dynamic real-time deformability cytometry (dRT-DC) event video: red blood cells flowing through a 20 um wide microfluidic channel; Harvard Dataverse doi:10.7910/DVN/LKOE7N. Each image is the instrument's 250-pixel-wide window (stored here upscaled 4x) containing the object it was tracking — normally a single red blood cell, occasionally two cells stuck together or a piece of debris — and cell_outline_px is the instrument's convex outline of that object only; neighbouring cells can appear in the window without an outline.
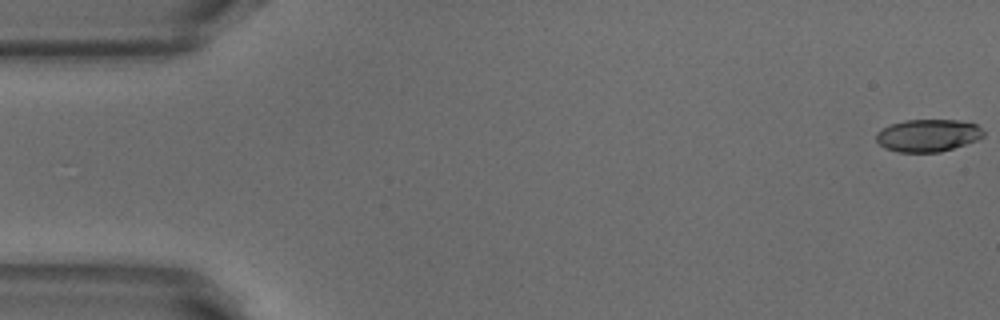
{"species": "common noctule bat (a hibernating species)", "species_latin": "Nyctalus noctula", "temperature_condition": "warm", "stored_images_in_passage": 52, "camera_frame_rate_fps": 3000, "um_per_image_px": 0.085, "animal": {"sex": "male", "body_mass_g": 18.8}, "frame": {"image": 1, "passage_image": 1, "time_ms": 0.0, "image_size_px": [1000, 320], "cell_outline_px": [[984, 136], [976, 140], [940, 152], [896, 152], [884, 148], [876, 140], [876, 132], [892, 124], [904, 120], [956, 120], [976, 124], [984, 132]], "centroid_in_image_um": [78.85, 11.51], "position_along_channel_um": 6.2, "area_um2": 20.11}}
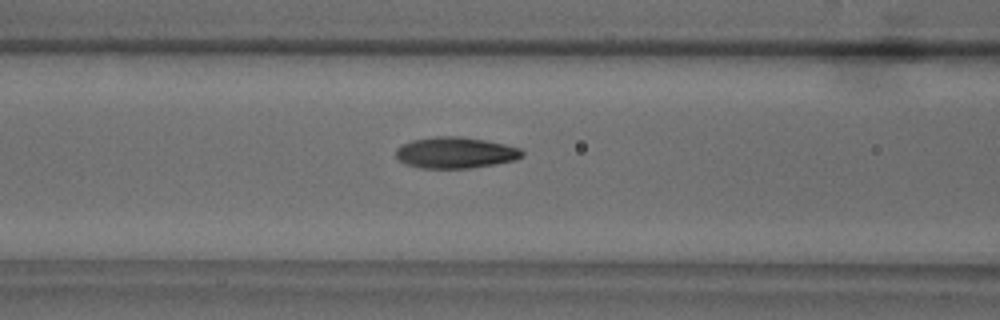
{"frame": {"image": 2, "passage_image": 21, "time_ms": 6.667, "image_size_px": [1000, 320], "cell_outline_px": [[524, 156], [516, 160], [496, 164], [472, 168], [420, 168], [404, 164], [396, 156], [396, 148], [412, 140], [436, 136], [460, 136], [484, 140], [504, 144], [520, 148], [524, 152]], "centroid_in_image_um": [38.73, 12.98], "position_along_channel_um": 127.9, "area_um2": 23.06}}
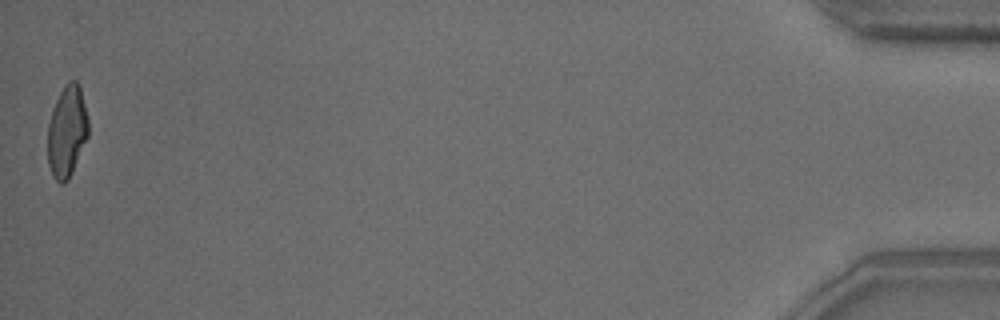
{"frame": {"image": 3, "passage_image": 52, "time_ms": 17.0, "image_size_px": [1000, 320], "cell_outline_px": [[88, 136], [72, 172], [68, 180], [60, 184], [52, 176], [48, 164], [48, 124], [52, 108], [64, 84], [68, 80], [76, 80], [80, 84], [88, 120]], "centroid_in_image_um": [5.69, 11.14], "position_along_channel_um": 429.5, "area_um2": 21.79}, "authors_computed_cell_mechanics": {"area_um2": 22.1374, "velocity_mm_per_s": 3.8705, "shape_relaxation_time_tau1_ms": 3.8559, "shape_relaxation_time_tau2_ms": 1.5895, "deformation_change_tau1": 0.1793, "deformation_change_tau2": 0.0646}}